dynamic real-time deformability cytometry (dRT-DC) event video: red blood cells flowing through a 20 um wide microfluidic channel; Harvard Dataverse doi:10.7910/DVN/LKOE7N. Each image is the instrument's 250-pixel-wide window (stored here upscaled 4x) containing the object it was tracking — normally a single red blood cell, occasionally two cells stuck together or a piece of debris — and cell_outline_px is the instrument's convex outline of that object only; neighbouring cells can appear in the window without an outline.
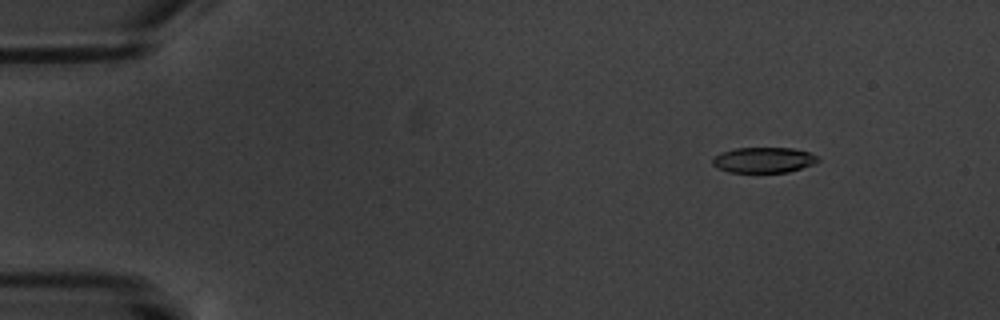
{"species": "common noctule bat (a hibernating species)", "species_latin": "Nyctalus noctula", "temperature_condition": "warm", "stored_images_in_passage": 8, "camera_frame_rate_fps": 3000, "um_per_image_px": 0.085, "animal": {"sex": "male", "body_mass_g": 20.1, "forearm_length_mm": 53.5}, "frame": {"image": 1, "passage_image": 3, "time_ms": 2.0, "image_size_px": [1000, 320], "cell_outline_px": [[820, 160], [812, 164], [788, 172], [728, 172], [712, 164], [712, 160], [720, 152], [736, 148], [792, 148], [808, 152], [816, 156]], "centroid_in_image_um": [64.89, 13.59], "position_along_channel_um": 20.1, "area_um2": 15.43}}
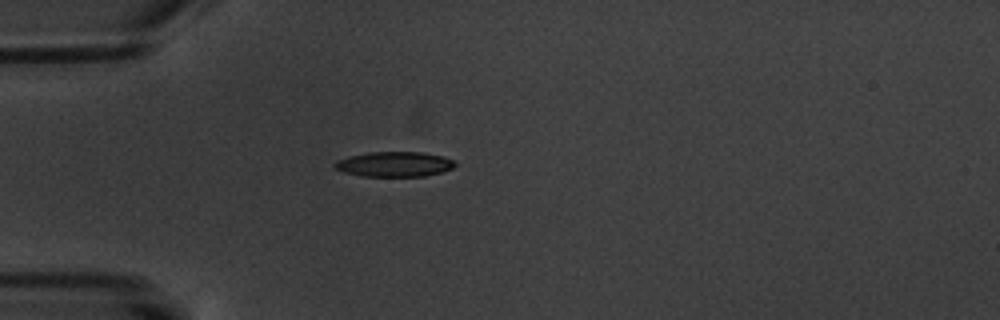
{"frame": {"image": 2, "passage_image": 5, "time_ms": 5.333, "image_size_px": [1000, 320], "cell_outline_px": [[456, 164], [452, 168], [440, 172], [424, 176], [360, 176], [344, 172], [336, 168], [332, 164], [336, 160], [348, 156], [368, 152], [424, 152], [444, 156], [452, 160]], "centroid_in_image_um": [33.49, 13.95], "position_along_channel_um": 51.5, "area_um2": 17.57}}